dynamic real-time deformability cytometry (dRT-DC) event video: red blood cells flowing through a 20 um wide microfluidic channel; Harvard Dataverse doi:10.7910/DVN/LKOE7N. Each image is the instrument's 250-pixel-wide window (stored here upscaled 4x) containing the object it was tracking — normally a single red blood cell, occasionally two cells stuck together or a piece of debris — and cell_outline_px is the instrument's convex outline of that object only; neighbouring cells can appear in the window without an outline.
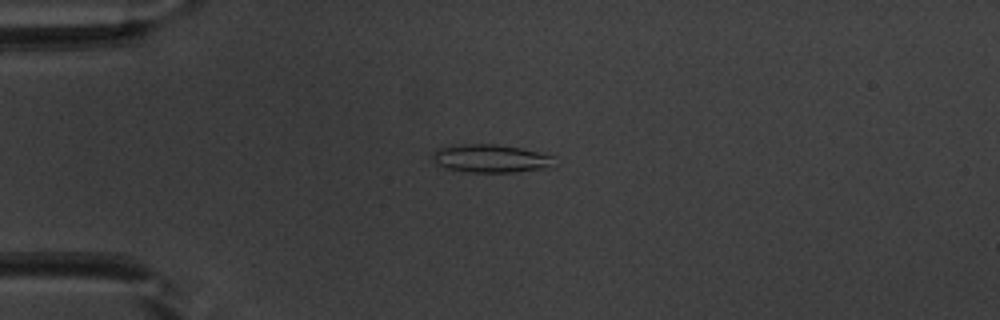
{"species": "common noctule bat (a hibernating species)", "species_latin": "Nyctalus noctula", "temperature_condition": "warm", "stored_images_in_passage": 36, "camera_frame_rate_fps": 3000, "um_per_image_px": 0.085, "animal": {"sex": "male", "body_mass_g": 20.1, "forearm_length_mm": 53.5}, "frame": {"image": 1, "passage_image": 4, "time_ms": 1.0, "image_size_px": [1000, 320], "cell_outline_px": [[552, 168], [516, 172], [468, 172], [448, 168], [436, 164], [432, 160], [432, 152], [440, 148], [464, 144], [496, 144], [520, 148], [552, 156]], "centroid_in_image_um": [41.69, 13.48], "position_along_channel_um": 43.3, "area_um2": 19.77}}
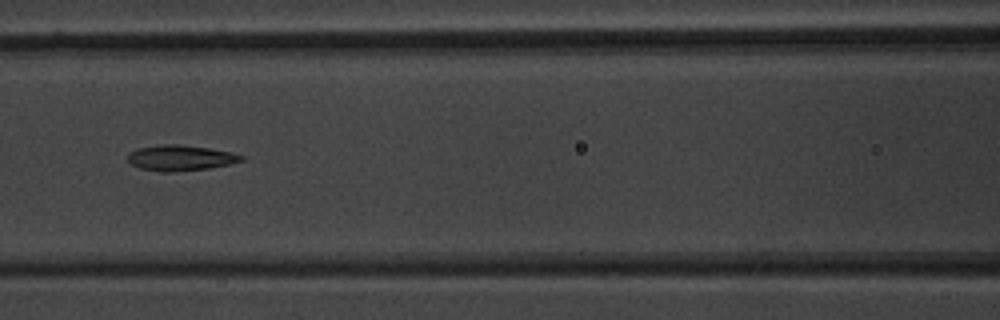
{"frame": {"image": 2, "passage_image": 14, "time_ms": 4.333, "image_size_px": [1000, 320], "cell_outline_px": [[244, 160], [228, 164], [208, 168], [172, 172], [160, 172], [140, 168], [132, 164], [128, 160], [128, 152], [136, 148], [160, 144], [180, 144], [208, 148], [232, 152], [244, 156]], "centroid_in_image_um": [15.3, 13.41], "position_along_channel_um": 151.3, "area_um2": 16.99}}
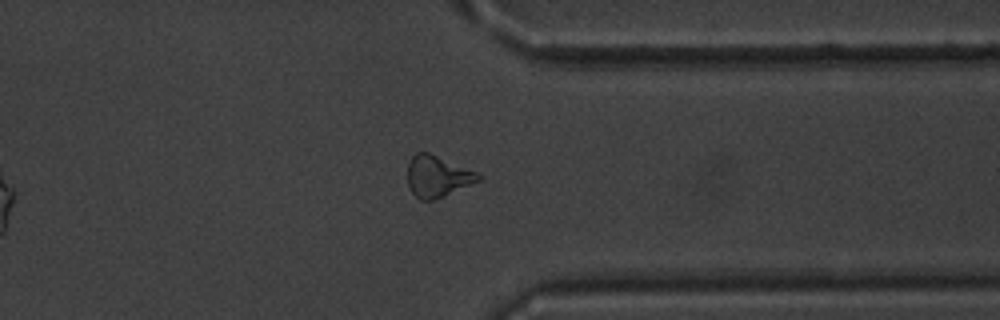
{"frame": {"image": 3, "passage_image": 31, "time_ms": 10.0, "image_size_px": [1000, 320], "cell_outline_px": [[484, 176], [480, 180], [444, 196], [432, 200], [420, 200], [412, 192], [408, 184], [408, 160], [416, 152], [428, 152], [476, 172]], "centroid_in_image_um": [37.16, 14.98], "position_along_channel_um": 374.2, "area_um2": 16.88}, "authors_computed_cell_mechanics": {"area_um2": 16.8487, "velocity_mm_per_s": 3.9832, "shape_relaxation_time_tau1_ms": 8.1278, "shape_relaxation_time_tau2_ms": 3.2268, "deformation_change_tau1": 0.23, "deformation_change_tau2": 0.1385}}